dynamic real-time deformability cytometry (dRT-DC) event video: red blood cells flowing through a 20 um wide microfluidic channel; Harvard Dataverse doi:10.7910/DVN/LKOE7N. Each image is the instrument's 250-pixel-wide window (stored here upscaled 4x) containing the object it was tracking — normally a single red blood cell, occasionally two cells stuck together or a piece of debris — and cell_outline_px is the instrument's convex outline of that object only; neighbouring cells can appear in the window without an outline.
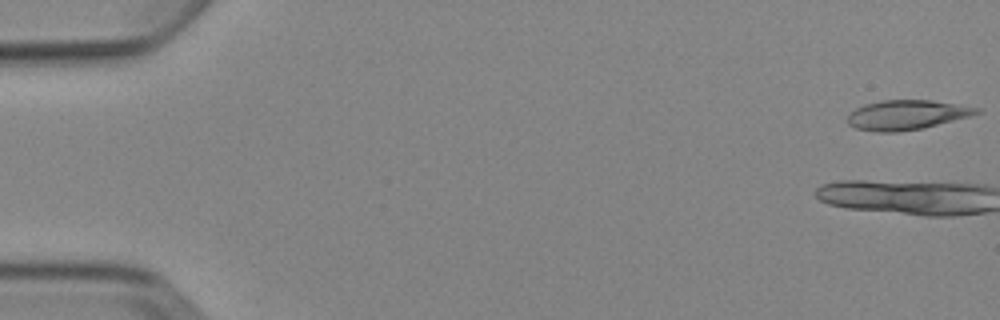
{"species": "Egyptian fruit bat (a non-hibernating species)", "species_latin": "Rousettus aegyptiacus", "temperature_condition": "cold", "stored_images_in_passage": 6, "camera_frame_rate_fps": 3000, "um_per_image_px": 0.085, "animal": {"sex": "female"}, "frame": {"image": 1, "passage_image": 1, "time_ms": 0.0, "image_size_px": [1000, 320], "cell_outline_px": [[980, 112], [972, 116], [924, 128], [896, 132], [876, 132], [856, 128], [848, 124], [848, 116], [856, 108], [864, 104], [880, 100], [932, 100], [980, 108]], "centroid_in_image_um": [77.08, 9.77], "position_along_channel_um": 7.9, "area_um2": 22.31}}